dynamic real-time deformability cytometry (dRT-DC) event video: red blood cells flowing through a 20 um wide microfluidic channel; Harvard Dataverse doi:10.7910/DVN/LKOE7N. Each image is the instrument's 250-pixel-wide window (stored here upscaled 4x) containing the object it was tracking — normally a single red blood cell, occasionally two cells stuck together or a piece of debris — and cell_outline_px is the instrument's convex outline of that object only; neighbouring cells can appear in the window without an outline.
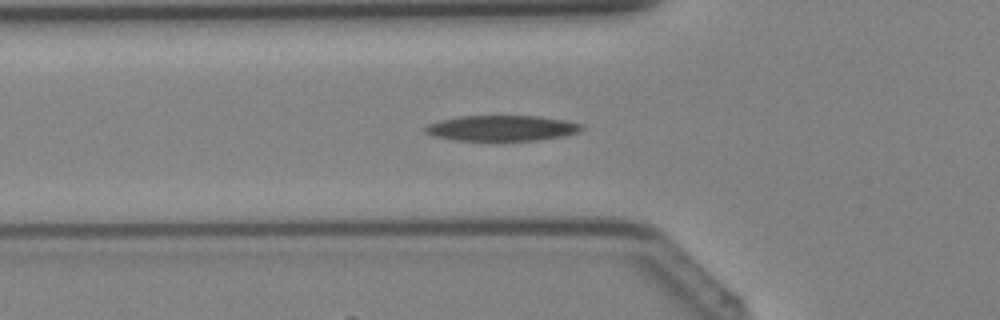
{"species": "Egyptian fruit bat (a non-hibernating species)", "species_latin": "Rousettus aegyptiacus", "temperature_condition": "cold", "stored_images_in_passage": 28, "camera_frame_rate_fps": 3000, "um_per_image_px": 0.085, "animal": {"sex": "female"}, "frame": {"image": 1, "passage_image": 2, "time_ms": 0.333, "image_size_px": [1000, 320], "cell_outline_px": [[584, 128], [580, 132], [564, 136], [536, 140], [456, 140], [436, 136], [424, 132], [424, 128], [428, 124], [440, 120], [456, 116], [540, 116], [564, 120], [584, 124]], "centroid_in_image_um": [42.69, 10.88], "position_along_channel_um": 83.1, "area_um2": 23.29}}
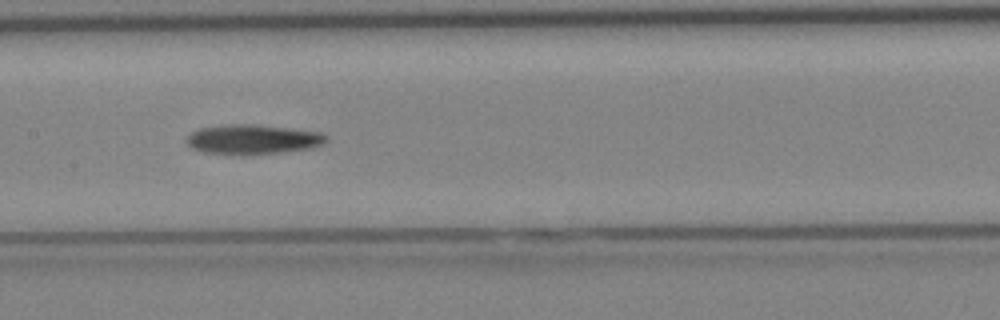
{"frame": {"image": 2, "passage_image": 8, "time_ms": 2.333, "image_size_px": [1000, 320], "cell_outline_px": [[328, 140], [324, 144], [304, 148], [276, 152], [244, 156], [240, 156], [204, 152], [192, 148], [184, 140], [192, 132], [200, 128], [224, 124], [252, 124], [288, 128], [320, 132], [328, 136]], "centroid_in_image_um": [21.42, 11.85], "position_along_channel_um": 186.0, "area_um2": 24.16}}
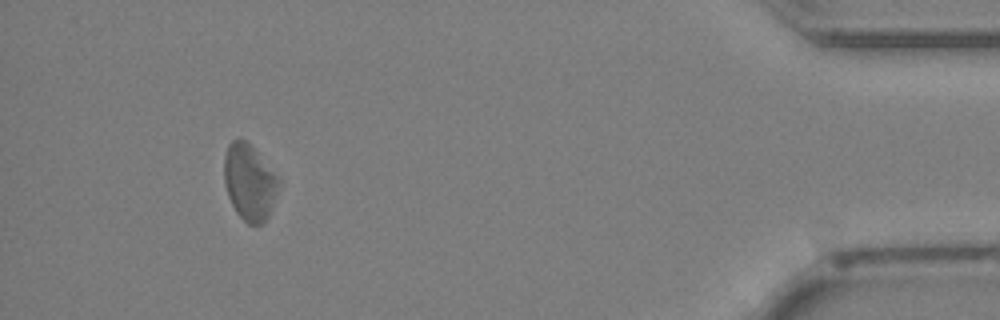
{"frame": {"image": 3, "passage_image": 25, "time_ms": 8.0, "image_size_px": [1000, 320], "cell_outline_px": [[280, 180], [268, 216], [260, 224], [248, 224], [236, 212], [228, 196], [224, 184], [224, 156], [228, 144], [232, 140], [244, 140], [252, 148]], "centroid_in_image_um": [21.15, 15.5], "position_along_channel_um": 414.0, "area_um2": 23.41}}